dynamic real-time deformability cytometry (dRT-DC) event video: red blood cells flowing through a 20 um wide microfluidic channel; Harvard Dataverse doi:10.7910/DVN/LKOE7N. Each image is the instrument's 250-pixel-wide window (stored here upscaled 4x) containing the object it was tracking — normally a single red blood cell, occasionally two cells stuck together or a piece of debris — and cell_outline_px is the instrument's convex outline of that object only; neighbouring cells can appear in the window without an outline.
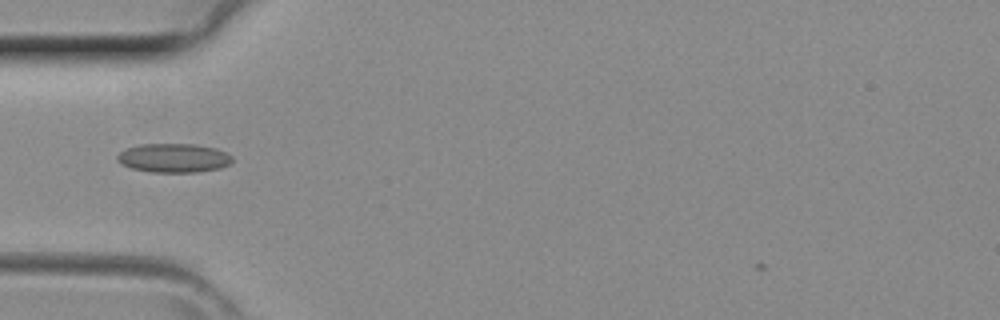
{"species": "common noctule bat (a hibernating species)", "species_latin": "Nyctalus noctula", "temperature_condition": "room temperature", "stored_images_in_passage": 33, "camera_frame_rate_fps": 3000, "um_per_image_px": 0.085, "animal": {"sex": "female", "body_mass_g": 29.2, "forearm_length_mm": 56.3}, "frame": {"image": 1, "passage_image": 5, "time_ms": 1.333, "image_size_px": [1000, 320], "cell_outline_px": [[232, 160], [228, 164], [220, 168], [196, 172], [152, 172], [132, 168], [120, 164], [116, 160], [116, 156], [120, 152], [128, 148], [140, 144], [196, 144], [216, 148], [232, 156]], "centroid_in_image_um": [14.74, 13.42], "position_along_channel_um": 70.3, "area_um2": 19.36}}
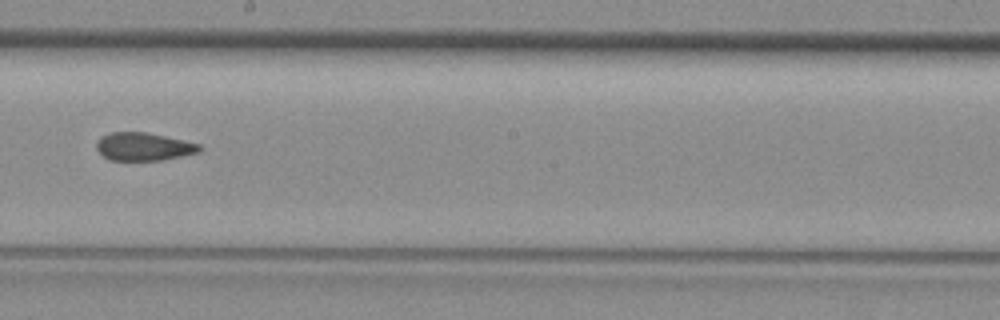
{"frame": {"image": 2, "passage_image": 15, "time_ms": 4.667, "image_size_px": [1000, 320], "cell_outline_px": [[204, 148], [200, 152], [164, 160], [108, 160], [96, 148], [96, 144], [100, 136], [112, 132], [144, 132], [184, 140], [200, 144]], "centroid_in_image_um": [12.23, 12.47], "position_along_channel_um": 236.0, "area_um2": 16.88}}
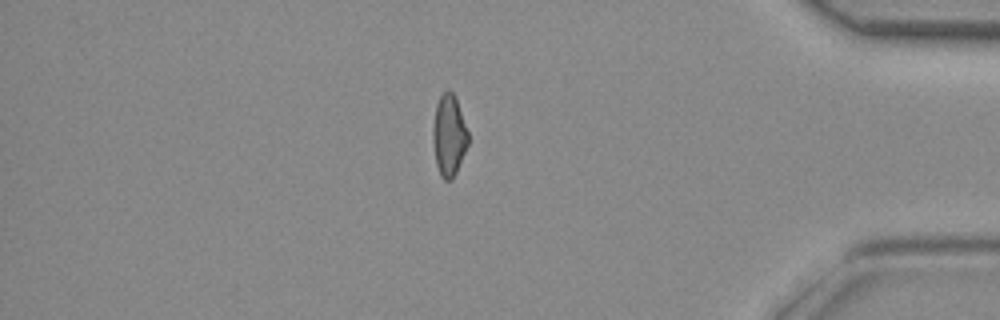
{"frame": {"image": 3, "passage_image": 27, "time_ms": 8.667, "image_size_px": [1000, 320], "cell_outline_px": [[468, 144], [456, 172], [452, 180], [444, 180], [440, 176], [436, 164], [432, 144], [432, 128], [436, 104], [440, 96], [448, 88], [456, 96], [468, 132]], "centroid_in_image_um": [38.14, 11.5], "position_along_channel_um": 397.1, "area_um2": 16.94}}